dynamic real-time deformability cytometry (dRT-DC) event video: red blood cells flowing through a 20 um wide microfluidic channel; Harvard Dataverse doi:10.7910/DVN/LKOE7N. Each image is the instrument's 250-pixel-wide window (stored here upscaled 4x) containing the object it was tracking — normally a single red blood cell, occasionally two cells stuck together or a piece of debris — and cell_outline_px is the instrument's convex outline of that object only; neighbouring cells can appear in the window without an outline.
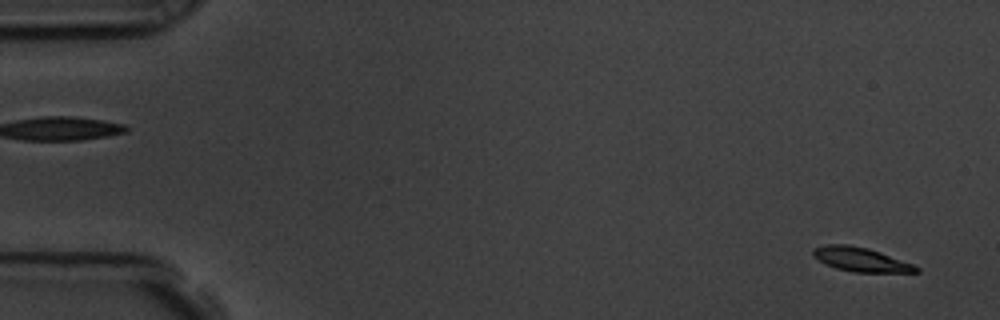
{"species": "common noctule bat (a hibernating species)", "species_latin": "Nyctalus noctula", "temperature_condition": "room temperature", "stored_images_in_passage": 57, "camera_frame_rate_fps": 3000, "um_per_image_px": 0.085, "animal": {"sex": "male", "body_mass_g": 19.5, "forearm_length_mm": 54.6}, "frame": {"image": 1, "passage_image": 3, "time_ms": 0.667, "image_size_px": [1000, 320], "cell_outline_px": [[920, 272], [852, 272], [836, 268], [824, 264], [812, 256], [812, 248], [828, 244], [848, 244], [868, 248], [880, 252], [912, 264], [920, 268]], "centroid_in_image_um": [73.11, 22.05], "position_along_channel_um": 11.9, "area_um2": 14.51}}
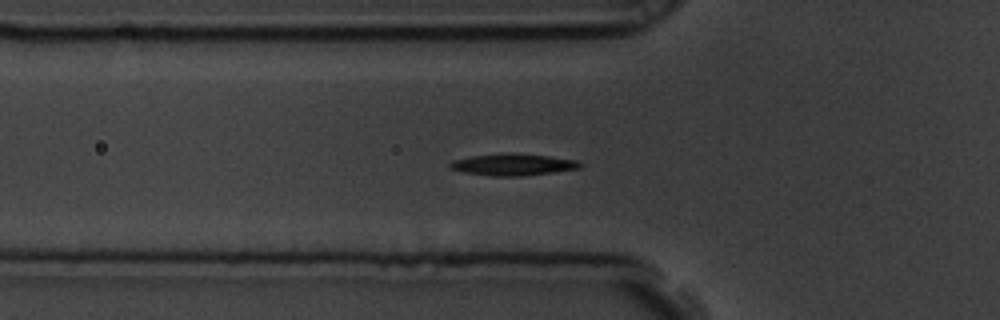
{"frame": {"image": 2, "passage_image": 20, "time_ms": 6.333, "image_size_px": [1000, 320], "cell_outline_px": [[584, 164], [580, 168], [552, 172], [520, 176], [492, 176], [464, 172], [448, 168], [448, 164], [452, 160], [472, 156], [548, 156], [576, 160]], "centroid_in_image_um": [43.59, 14.04], "position_along_channel_um": 82.2, "area_um2": 15.37}}
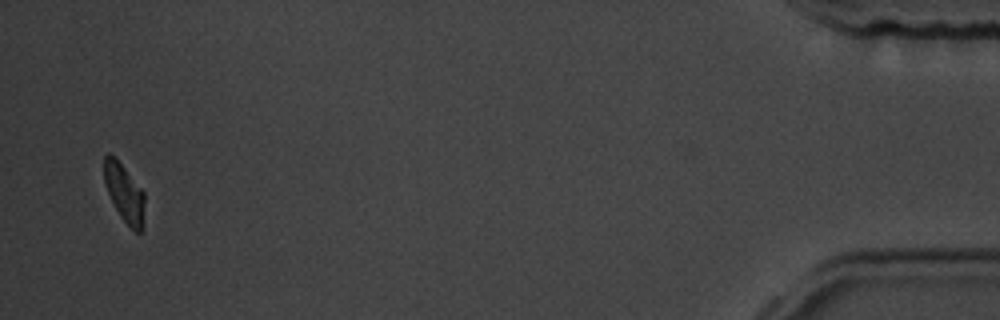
{"frame": {"image": 3, "passage_image": 56, "time_ms": 18.333, "image_size_px": [1000, 320], "cell_outline_px": [[144, 200], [140, 232], [136, 232], [120, 216], [108, 192], [104, 180], [104, 156], [108, 152], [120, 164], [144, 192]], "centroid_in_image_um": [10.54, 16.37], "position_along_channel_um": 424.7, "area_um2": 12.89}, "authors_computed_cell_mechanics": {"area_um2": 15.3748, "velocity_mm_per_s": 3.57, "shape_relaxation_time_tau1_ms": 2.3944, "shape_relaxation_time_tau2_ms": 7.2457, "deformation_change_tau1": 0.1516, "deformation_change_tau2": 0.0779}}